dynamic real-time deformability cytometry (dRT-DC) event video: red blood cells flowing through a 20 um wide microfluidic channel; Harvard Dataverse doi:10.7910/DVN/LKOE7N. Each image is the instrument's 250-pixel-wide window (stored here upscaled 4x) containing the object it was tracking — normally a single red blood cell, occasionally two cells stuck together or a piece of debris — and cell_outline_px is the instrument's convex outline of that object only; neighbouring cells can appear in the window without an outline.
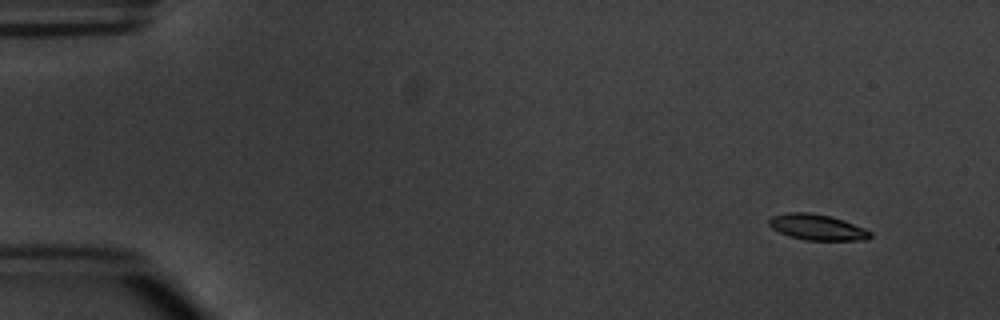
{"species": "common noctule bat (a hibernating species)", "species_latin": "Nyctalus noctula", "temperature_condition": "warm", "stored_images_in_passage": 5, "camera_frame_rate_fps": 3000, "um_per_image_px": 0.085, "animal": {"sex": "male", "body_mass_g": 20.1, "forearm_length_mm": 53.5}, "frame": {"image": 1, "passage_image": 1, "time_ms": 0.0, "image_size_px": [1000, 320], "cell_outline_px": [[872, 236], [868, 240], [804, 240], [788, 236], [772, 228], [768, 224], [768, 220], [772, 216], [788, 212], [812, 212], [844, 220], [864, 228], [872, 232]], "centroid_in_image_um": [69.46, 19.31], "position_along_channel_um": 15.5, "area_um2": 15.32}}
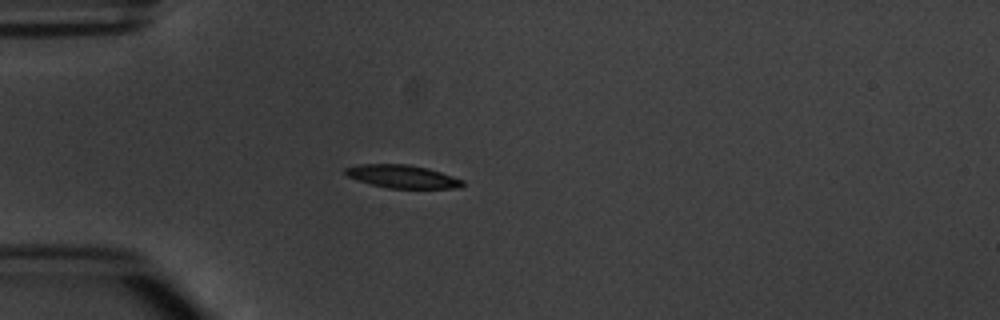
{"frame": {"image": 2, "passage_image": 4, "time_ms": 3.667, "image_size_px": [1000, 320], "cell_outline_px": [[464, 184], [460, 188], [388, 188], [356, 180], [348, 176], [344, 172], [344, 168], [360, 164], [408, 164], [428, 168], [464, 180]], "centroid_in_image_um": [34.2, 15.0], "position_along_channel_um": 50.8, "area_um2": 15.72}}